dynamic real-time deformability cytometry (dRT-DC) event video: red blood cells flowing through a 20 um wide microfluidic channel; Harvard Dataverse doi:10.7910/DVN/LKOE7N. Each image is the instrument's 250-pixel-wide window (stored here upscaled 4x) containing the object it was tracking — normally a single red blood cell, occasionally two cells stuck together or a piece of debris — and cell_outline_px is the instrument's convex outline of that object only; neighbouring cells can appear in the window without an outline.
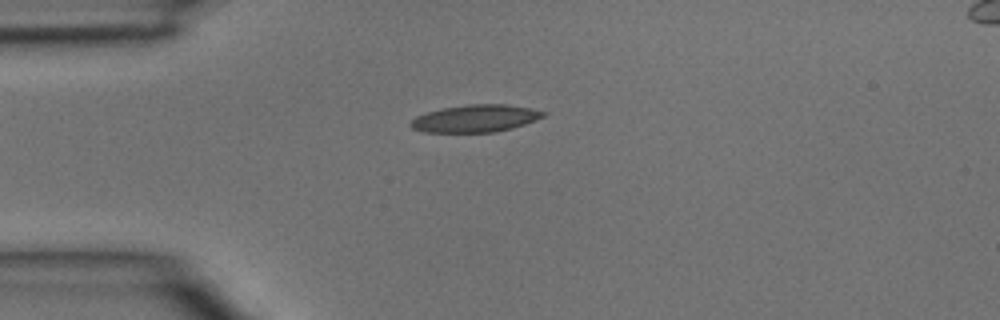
{"species": "common noctule bat (a hibernating species)", "species_latin": "Nyctalus noctula", "temperature_condition": "room temperature", "stored_images_in_passage": 3, "camera_frame_rate_fps": 3000, "um_per_image_px": 0.085, "animal": {"sex": "male", "body_mass_g": 15.6}, "frame": {"image": 1, "passage_image": 2, "time_ms": 0.333, "image_size_px": [1000, 320], "cell_outline_px": [[548, 112], [544, 116], [524, 124], [512, 128], [496, 132], [424, 132], [412, 128], [408, 124], [416, 116], [428, 112], [444, 108], [468, 104], [504, 104], [528, 108]], "centroid_in_image_um": [40.39, 10.07], "position_along_channel_um": 44.6, "area_um2": 20.92}}